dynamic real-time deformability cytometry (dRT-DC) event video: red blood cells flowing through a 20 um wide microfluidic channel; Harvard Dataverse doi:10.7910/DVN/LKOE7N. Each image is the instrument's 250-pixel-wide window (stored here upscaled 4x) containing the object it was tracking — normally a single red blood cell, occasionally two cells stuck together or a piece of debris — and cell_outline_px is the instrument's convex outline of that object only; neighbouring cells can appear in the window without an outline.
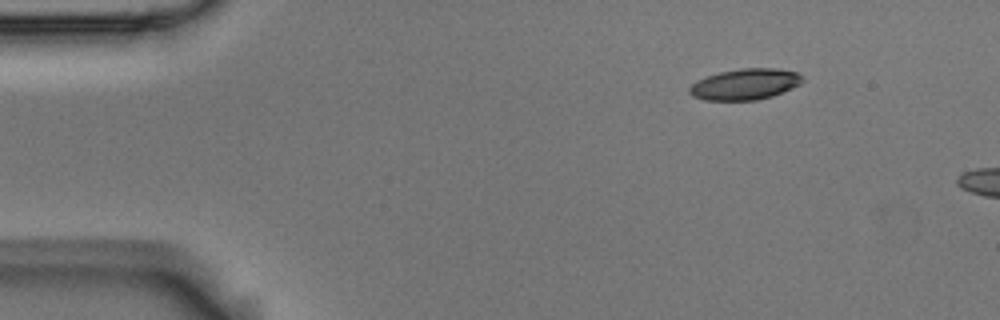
{"species": "Egyptian fruit bat (a non-hibernating species)", "species_latin": "Rousettus aegyptiacus", "temperature_condition": "room temperature", "stored_images_in_passage": 3, "camera_frame_rate_fps": 3000, "um_per_image_px": 0.085, "animal": {"sex": "male"}, "frame": {"image": 1, "passage_image": 1, "time_ms": 0.0, "image_size_px": [1000, 320], "cell_outline_px": [[804, 80], [800, 84], [792, 88], [772, 96], [756, 100], [704, 100], [692, 96], [688, 92], [688, 88], [696, 80], [720, 72], [744, 68], [776, 68], [796, 72], [804, 76]], "centroid_in_image_um": [63.33, 7.16], "position_along_channel_um": 21.7, "area_um2": 20.46}}